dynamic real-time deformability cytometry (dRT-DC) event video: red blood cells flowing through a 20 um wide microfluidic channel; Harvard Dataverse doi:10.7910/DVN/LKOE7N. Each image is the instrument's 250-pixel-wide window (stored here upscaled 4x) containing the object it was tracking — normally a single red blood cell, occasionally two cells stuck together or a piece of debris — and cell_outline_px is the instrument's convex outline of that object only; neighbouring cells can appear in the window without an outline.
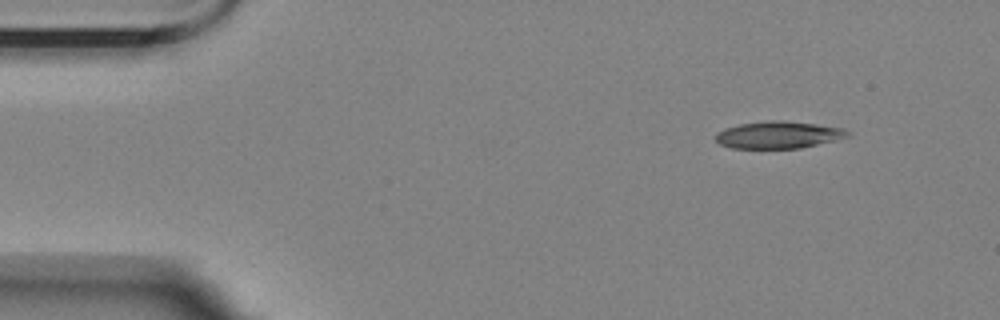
{"species": "Egyptian fruit bat (a non-hibernating species)", "species_latin": "Rousettus aegyptiacus", "temperature_condition": "room temperature", "stored_images_in_passage": 4, "camera_frame_rate_fps": 3000, "um_per_image_px": 0.085, "animal": {"sex": "female"}, "frame": {"image": 1, "passage_image": 1, "time_ms": 0.0, "image_size_px": [1000, 320], "cell_outline_px": [[848, 136], [800, 148], [732, 148], [720, 144], [716, 140], [716, 132], [724, 128], [740, 124], [768, 120], [780, 120], [816, 124], [844, 128], [848, 132]], "centroid_in_image_um": [66.1, 11.45], "position_along_channel_um": 18.9, "area_um2": 20.58}}
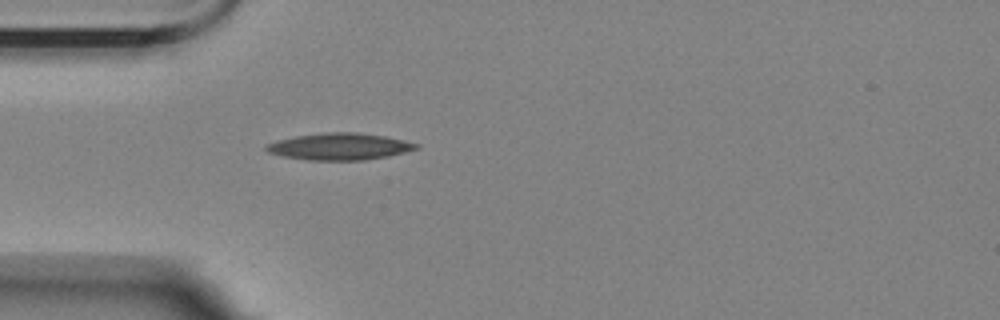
{"frame": {"image": 2, "passage_image": 4, "time_ms": 3.333, "image_size_px": [1000, 320], "cell_outline_px": [[420, 148], [388, 156], [364, 160], [308, 160], [284, 156], [268, 152], [264, 148], [264, 144], [276, 140], [296, 136], [328, 132], [356, 132], [384, 136], [420, 144]], "centroid_in_image_um": [28.84, 12.45], "position_along_channel_um": 56.2, "area_um2": 23.35}}